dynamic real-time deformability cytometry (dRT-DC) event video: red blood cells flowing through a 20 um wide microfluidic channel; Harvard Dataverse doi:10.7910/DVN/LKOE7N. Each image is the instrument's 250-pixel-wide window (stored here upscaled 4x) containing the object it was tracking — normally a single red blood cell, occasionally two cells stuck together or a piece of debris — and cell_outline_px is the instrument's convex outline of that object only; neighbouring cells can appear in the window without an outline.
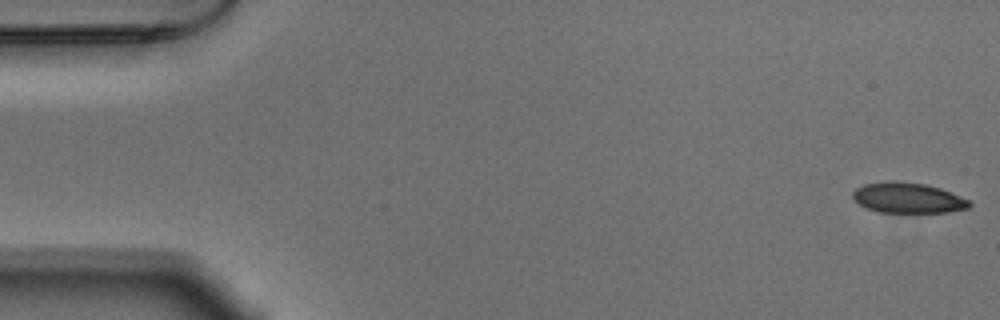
{"species": "Egyptian fruit bat (a non-hibernating species)", "species_latin": "Rousettus aegyptiacus", "temperature_condition": "warm", "stored_images_in_passage": 12, "camera_frame_rate_fps": 3000, "um_per_image_px": 0.085, "animal": {"sex": "male"}, "frame": {"image": 1, "passage_image": 1, "time_ms": 0.0, "image_size_px": [1000, 320], "cell_outline_px": [[972, 204], [968, 208], [944, 212], [876, 212], [860, 204], [852, 196], [852, 192], [856, 188], [864, 184], [892, 180], [924, 184], [940, 188], [960, 196], [968, 200]], "centroid_in_image_um": [77.15, 16.81], "position_along_channel_um": 7.9, "area_um2": 20.46}}